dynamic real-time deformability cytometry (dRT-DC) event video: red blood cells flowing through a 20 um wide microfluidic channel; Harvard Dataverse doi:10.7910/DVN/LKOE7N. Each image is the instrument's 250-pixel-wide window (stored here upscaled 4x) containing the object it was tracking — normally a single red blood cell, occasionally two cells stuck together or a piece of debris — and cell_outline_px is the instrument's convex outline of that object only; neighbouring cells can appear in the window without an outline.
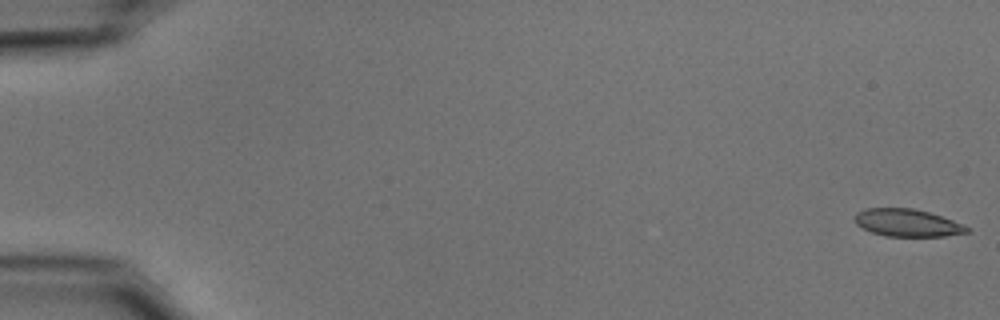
{"species": "common noctule bat (a hibernating species)", "species_latin": "Nyctalus noctula", "temperature_condition": "cold", "stored_images_in_passage": 55, "camera_frame_rate_fps": 3000, "um_per_image_px": 0.085, "animal": {"sex": "male", "body_mass_g": 15.6}, "frame": {"image": 1, "passage_image": 1, "time_ms": 0.0, "image_size_px": [1000, 320], "cell_outline_px": [[972, 228], [968, 232], [944, 236], [884, 236], [872, 232], [856, 224], [852, 220], [852, 216], [856, 212], [864, 208], [912, 208], [928, 212], [952, 220]], "centroid_in_image_um": [77.06, 18.93], "position_along_channel_um": 7.9, "area_um2": 18.03}}
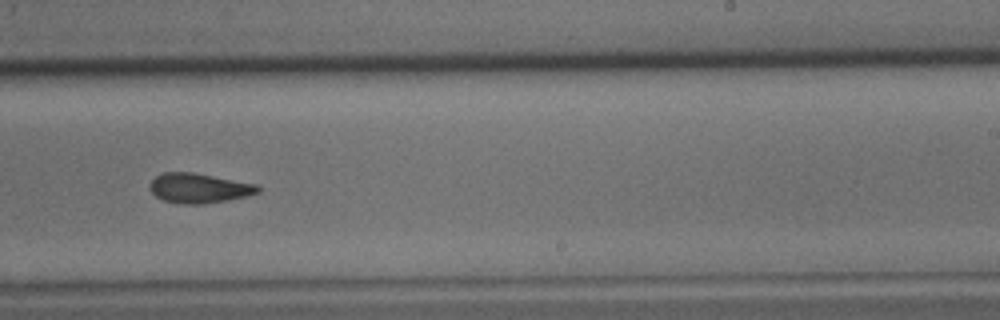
{"frame": {"image": 2, "passage_image": 35, "time_ms": 11.333, "image_size_px": [1000, 320], "cell_outline_px": [[260, 192], [248, 196], [228, 200], [200, 204], [180, 204], [164, 200], [156, 196], [148, 188], [148, 184], [156, 176], [164, 172], [192, 172], [260, 184]], "centroid_in_image_um": [16.94, 15.99], "position_along_channel_um": 272.1, "area_um2": 18.96}}
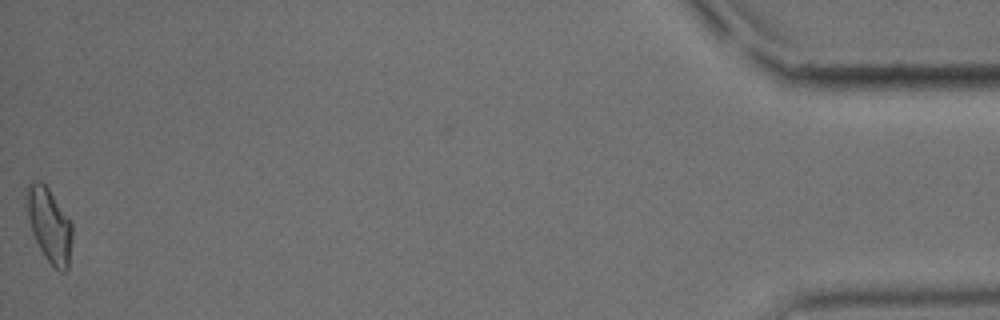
{"frame": {"image": 3, "passage_image": 55, "time_ms": 18.0, "image_size_px": [1000, 320], "cell_outline_px": [[72, 240], [68, 268], [64, 272], [60, 272], [44, 256], [32, 232], [28, 216], [24, 196], [28, 184], [32, 180], [40, 180], [48, 188], [72, 220]], "centroid_in_image_um": [4.19, 19.08], "position_along_channel_um": 431.0, "area_um2": 19.94}, "authors_computed_cell_mechanics": {"area_um2": 19.074, "velocity_mm_per_s": 3.704, "shape_relaxation_time_tau1_ms": 3.7969, "shape_relaxation_time_tau2_ms": 2.6956, "deformation_change_tau1": 0.1251, "deformation_change_tau2": 0.0895}}